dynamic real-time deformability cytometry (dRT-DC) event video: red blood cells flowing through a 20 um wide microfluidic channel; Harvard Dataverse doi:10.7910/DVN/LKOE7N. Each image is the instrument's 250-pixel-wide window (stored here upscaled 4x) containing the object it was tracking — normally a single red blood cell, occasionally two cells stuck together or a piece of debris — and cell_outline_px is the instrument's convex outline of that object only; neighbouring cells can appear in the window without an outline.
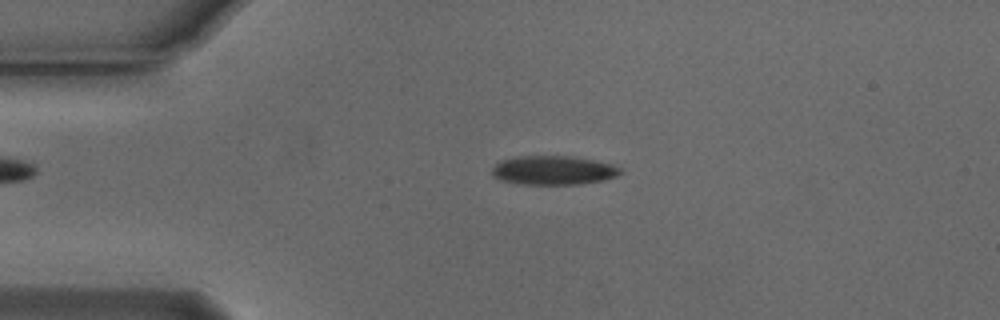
{"species": "Egyptian fruit bat (a non-hibernating species)", "species_latin": "Rousettus aegyptiacus", "temperature_condition": "cold", "stored_images_in_passage": 46, "camera_frame_rate_fps": 3000, "um_per_image_px": 0.085, "animal": {"sex": "male"}, "frame": {"image": 1, "passage_image": 4, "time_ms": 1.0, "image_size_px": [1000, 320], "cell_outline_px": [[624, 172], [616, 176], [604, 180], [580, 184], [520, 184], [504, 180], [492, 176], [492, 168], [500, 160], [520, 156], [572, 156], [612, 164], [620, 168]], "centroid_in_image_um": [47.05, 14.47], "position_along_channel_um": 37.9, "area_um2": 21.62}}
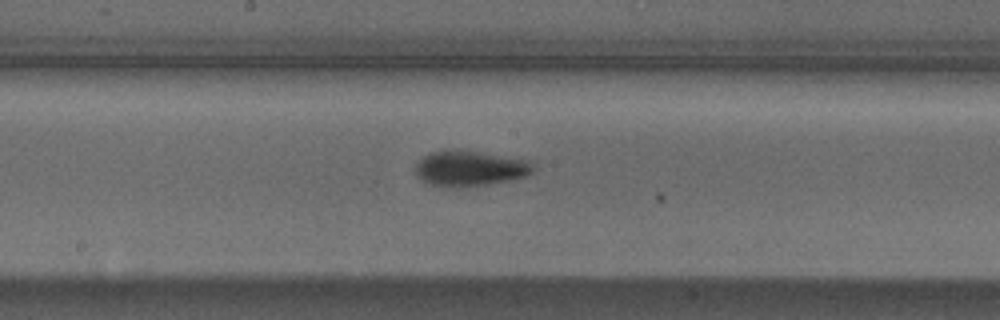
{"frame": {"image": 2, "passage_image": 20, "time_ms": 6.333, "image_size_px": [1000, 320], "cell_outline_px": [[536, 168], [532, 172], [524, 176], [508, 180], [488, 184], [464, 188], [452, 188], [428, 184], [416, 176], [416, 164], [424, 156], [432, 152], [452, 148], [528, 160], [536, 164]], "centroid_in_image_um": [39.92, 14.32], "position_along_channel_um": 208.3, "area_um2": 24.51}}
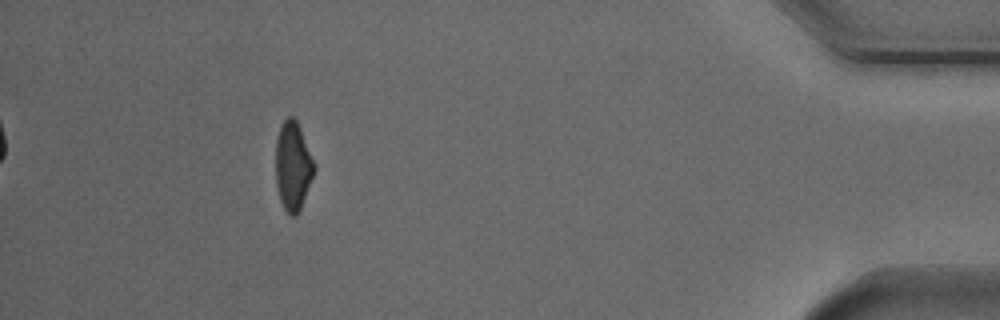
{"frame": {"image": 3, "passage_image": 41, "time_ms": 13.333, "image_size_px": [1000, 320], "cell_outline_px": [[316, 168], [300, 208], [296, 216], [292, 216], [284, 208], [280, 200], [276, 184], [276, 140], [280, 124], [288, 116], [292, 116], [296, 120], [300, 128], [316, 164]], "centroid_in_image_um": [24.9, 14.08], "position_along_channel_um": 410.3, "area_um2": 19.83}, "authors_computed_cell_mechanics": {"area_um2": 22.1663, "velocity_mm_per_s": 3.7689, "shape_relaxation_time_tau1_ms": 2.6822, "shape_relaxation_time_tau2_ms": 10.5112, "deformation_change_tau1": 0.1191, "deformation_change_tau2": 0.1738}}